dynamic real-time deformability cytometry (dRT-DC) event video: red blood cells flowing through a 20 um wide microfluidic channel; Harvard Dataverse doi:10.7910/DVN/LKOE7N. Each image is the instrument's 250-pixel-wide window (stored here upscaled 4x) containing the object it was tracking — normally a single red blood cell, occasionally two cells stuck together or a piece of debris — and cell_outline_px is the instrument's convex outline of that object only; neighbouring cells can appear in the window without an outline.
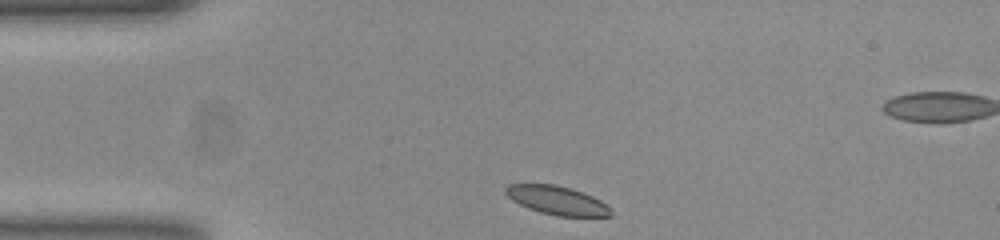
{"species": "common noctule bat (a hibernating species)", "species_latin": "Nyctalus noctula", "temperature_condition": "room temperature", "stored_images_in_passage": 33, "camera_frame_rate_fps": 3000, "um_per_image_px": 0.085, "animal": {"sex": "female", "body_mass_g": 23.0, "forearm_length_mm": 53.4}, "frame": {"image": 1, "passage_image": 1, "time_ms": 0.0, "image_size_px": [1000, 240], "cell_outline_px": [[612, 216], [556, 216], [540, 212], [528, 208], [512, 200], [504, 192], [504, 188], [508, 184], [556, 184], [572, 188], [584, 192], [608, 204], [612, 212]], "centroid_in_image_um": [47.36, 17.02], "position_along_channel_um": 37.6, "area_um2": 17.74}}
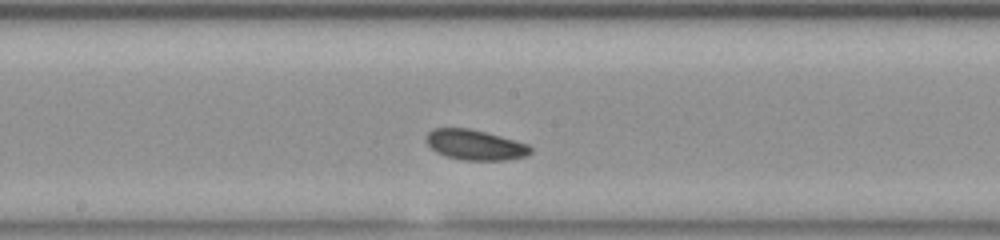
{"frame": {"image": 2, "passage_image": 17, "time_ms": 5.333, "image_size_px": [1000, 240], "cell_outline_px": [[532, 152], [528, 156], [504, 160], [460, 160], [444, 156], [436, 152], [424, 140], [428, 132], [436, 128], [468, 128], [500, 136], [528, 144], [532, 148]], "centroid_in_image_um": [40.37, 12.33], "position_along_channel_um": 207.8, "area_um2": 18.44}}
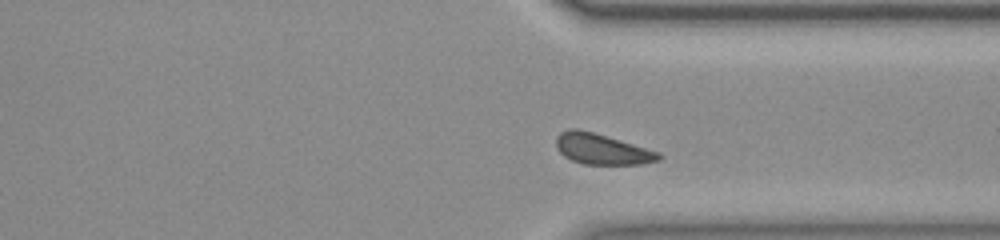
{"frame": {"image": 3, "passage_image": 29, "time_ms": 9.333, "image_size_px": [1000, 240], "cell_outline_px": [[664, 156], [660, 160], [644, 164], [584, 164], [572, 160], [564, 156], [556, 148], [556, 136], [560, 132], [568, 128], [576, 128], [592, 132], [660, 152]], "centroid_in_image_um": [51.16, 12.67], "position_along_channel_um": 360.2, "area_um2": 18.32}, "authors_computed_cell_mechanics": {"area_um2": 18.496, "velocity_mm_per_s": 3.7991, "shape_relaxation_time_tau1_ms": 2.1345, "shape_relaxation_time_tau2_ms": null, "deformation_change_tau1": 0.088, "deformation_change_tau2": null}}